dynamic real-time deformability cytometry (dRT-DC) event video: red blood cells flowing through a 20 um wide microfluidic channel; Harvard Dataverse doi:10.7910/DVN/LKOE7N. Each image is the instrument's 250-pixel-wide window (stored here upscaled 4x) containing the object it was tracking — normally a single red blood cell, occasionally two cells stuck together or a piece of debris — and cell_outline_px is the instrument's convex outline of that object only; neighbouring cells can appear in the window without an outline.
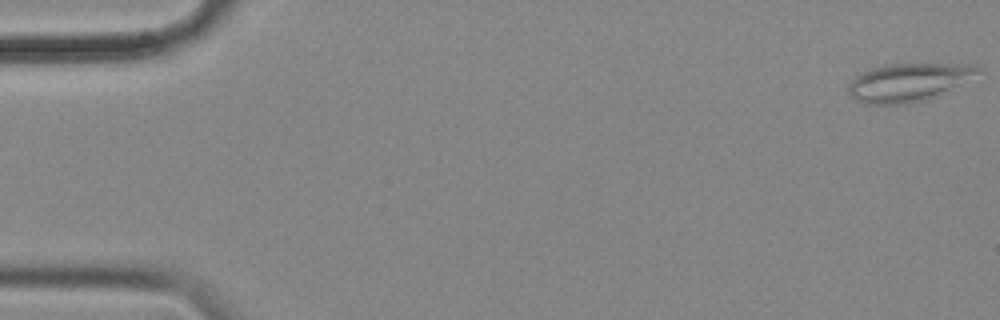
{"species": "common noctule bat (a hibernating species)", "species_latin": "Nyctalus noctula", "temperature_condition": "cold", "stored_images_in_passage": 56, "camera_frame_rate_fps": 3000, "um_per_image_px": 0.085, "animal": {"sex": "female", "body_mass_g": 18.4}, "frame": {"image": 1, "passage_image": 1, "time_ms": 0.0, "image_size_px": [1000, 320], "cell_outline_px": [[984, 72], [920, 100], [904, 104], [864, 104], [856, 100], [848, 92], [848, 84], [856, 76], [872, 68], [884, 64], [968, 64], [980, 68]], "centroid_in_image_um": [77.13, 6.97], "position_along_channel_um": 7.9, "area_um2": 27.8}}
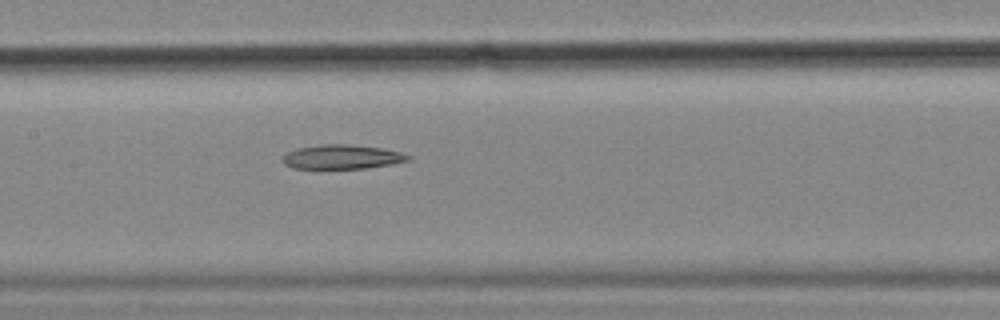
{"frame": {"image": 2, "passage_image": 27, "time_ms": 8.667, "image_size_px": [1000, 320], "cell_outline_px": [[412, 160], [392, 164], [364, 168], [292, 168], [284, 164], [280, 160], [288, 152], [296, 148], [320, 144], [348, 144], [384, 148], [400, 152], [412, 156]], "centroid_in_image_um": [29.09, 13.33], "position_along_channel_um": 178.3, "area_um2": 17.86}}
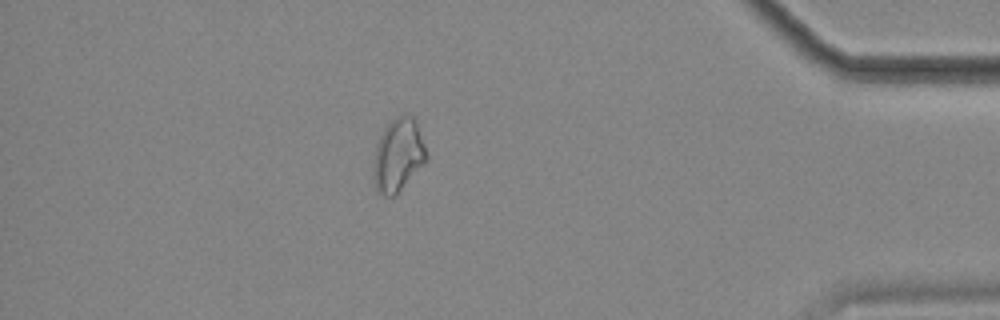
{"frame": {"image": 3, "passage_image": 49, "time_ms": 16.0, "image_size_px": [1000, 320], "cell_outline_px": [[428, 160], [396, 196], [384, 196], [376, 192], [372, 176], [372, 172], [376, 148], [380, 136], [384, 128], [392, 120], [404, 112], [412, 116], [416, 124], [424, 144], [428, 156]], "centroid_in_image_um": [33.84, 13.24], "position_along_channel_um": 401.4, "area_um2": 22.77}}